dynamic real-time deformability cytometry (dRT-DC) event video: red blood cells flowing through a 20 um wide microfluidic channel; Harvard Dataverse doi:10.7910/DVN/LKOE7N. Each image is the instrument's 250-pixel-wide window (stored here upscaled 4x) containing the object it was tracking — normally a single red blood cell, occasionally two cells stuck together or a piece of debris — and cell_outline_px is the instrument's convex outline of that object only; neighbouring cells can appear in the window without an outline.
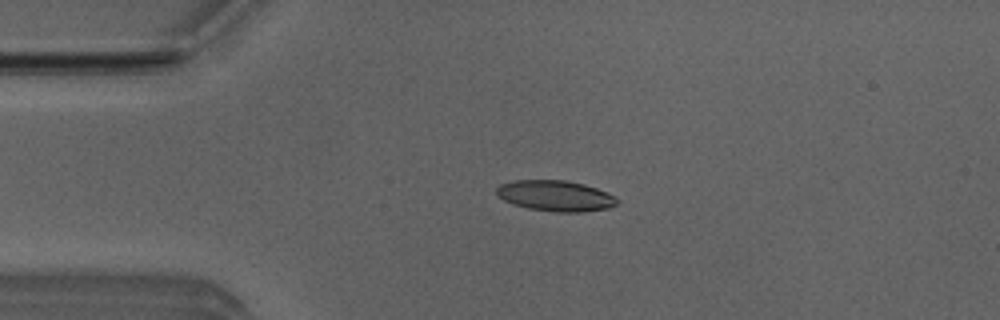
{"species": "Egyptian fruit bat (a non-hibernating species)", "species_latin": "Rousettus aegyptiacus", "temperature_condition": "room temperature", "stored_images_in_passage": 42, "camera_frame_rate_fps": 3000, "um_per_image_px": 0.085, "animal": {"sex": "male"}, "frame": {"image": 1, "passage_image": 1, "time_ms": 0.0, "image_size_px": [1000, 320], "cell_outline_px": [[620, 200], [616, 204], [608, 208], [584, 212], [556, 212], [528, 208], [512, 204], [496, 196], [496, 188], [500, 184], [512, 180], [564, 180], [584, 184], [596, 188]], "centroid_in_image_um": [47.16, 16.64], "position_along_channel_um": 37.8, "area_um2": 21.62}}
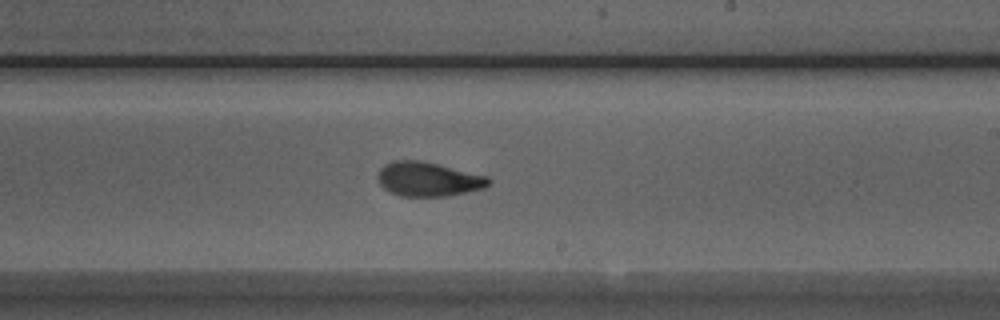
{"frame": {"image": 2, "passage_image": 20, "time_ms": 6.333, "image_size_px": [1000, 320], "cell_outline_px": [[492, 180], [484, 188], [448, 196], [400, 196], [384, 188], [380, 184], [376, 176], [380, 168], [384, 164], [392, 160], [420, 160], [488, 176]], "centroid_in_image_um": [36.38, 15.22], "position_along_channel_um": 252.6, "area_um2": 22.14}}
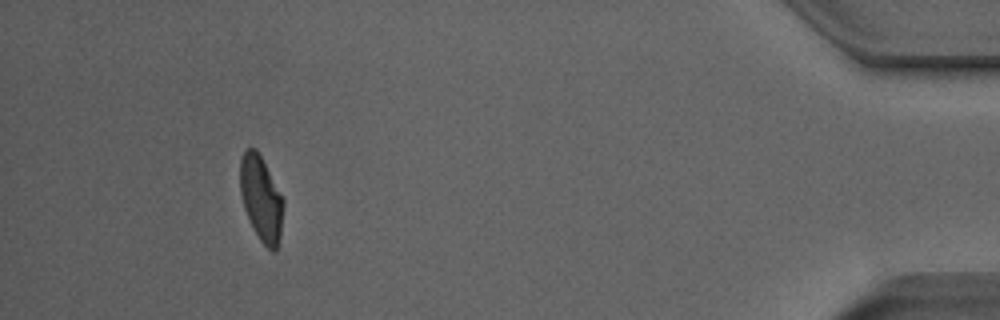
{"frame": {"image": 3, "passage_image": 38, "time_ms": 12.333, "image_size_px": [1000, 320], "cell_outline_px": [[284, 204], [280, 236], [276, 252], [272, 252], [260, 240], [244, 208], [240, 192], [240, 160], [244, 152], [248, 148], [256, 148], [284, 200]], "centroid_in_image_um": [22.2, 16.89], "position_along_channel_um": 413.0, "area_um2": 21.1}, "authors_computed_cell_mechanics": {"area_um2": 21.8773, "velocity_mm_per_s": 3.8426, "shape_relaxation_time_tau1_ms": 4.3967, "shape_relaxation_time_tau2_ms": 1.5054, "deformation_change_tau1": 0.1725, "deformation_change_tau2": 0.0816}}